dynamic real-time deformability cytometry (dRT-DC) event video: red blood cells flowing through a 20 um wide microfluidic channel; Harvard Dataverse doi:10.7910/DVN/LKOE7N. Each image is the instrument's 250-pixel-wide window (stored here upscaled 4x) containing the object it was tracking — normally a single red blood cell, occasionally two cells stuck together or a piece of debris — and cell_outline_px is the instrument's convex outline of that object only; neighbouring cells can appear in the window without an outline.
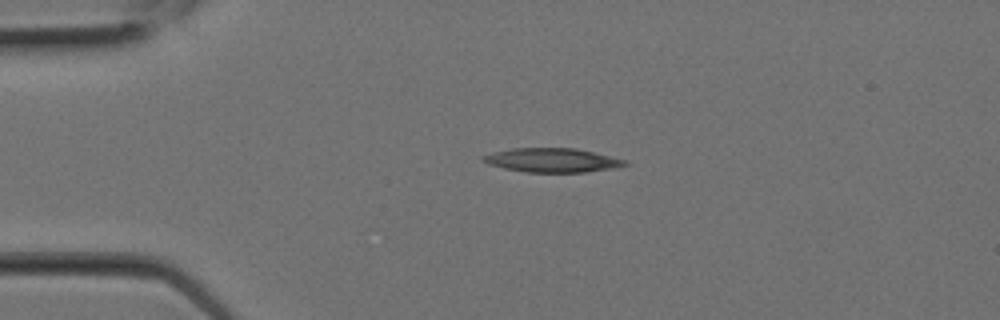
{"species": "Egyptian fruit bat (a non-hibernating species)", "species_latin": "Rousettus aegyptiacus", "temperature_condition": "room temperature", "stored_images_in_passage": 4, "camera_frame_rate_fps": 3000, "um_per_image_px": 0.085, "animal": {"sex": "female"}, "frame": {"image": 1, "passage_image": 1, "time_ms": 0.0, "image_size_px": [1000, 320], "cell_outline_px": [[628, 164], [616, 168], [584, 172], [524, 172], [504, 168], [488, 164], [480, 160], [480, 156], [492, 152], [512, 148], [576, 148], [628, 160]], "centroid_in_image_um": [46.91, 13.61], "position_along_channel_um": 38.1, "area_um2": 20.06}}
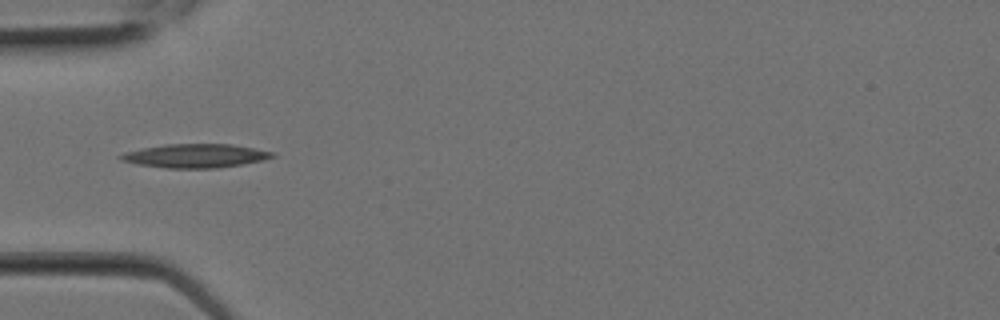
{"frame": {"image": 2, "passage_image": 3, "time_ms": 0.667, "image_size_px": [1000, 320], "cell_outline_px": [[276, 156], [264, 160], [216, 168], [168, 168], [136, 164], [120, 160], [116, 156], [124, 152], [140, 148], [164, 144], [232, 144], [276, 152]], "centroid_in_image_um": [16.58, 13.23], "position_along_channel_um": 68.4, "area_um2": 21.15}}
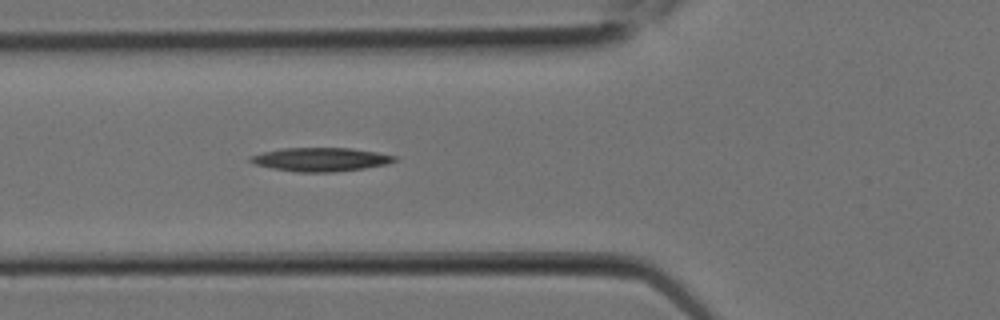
{"frame": {"image": 3, "passage_image": 4, "time_ms": 1.0, "image_size_px": [1000, 320], "cell_outline_px": [[400, 160], [388, 164], [364, 168], [332, 172], [296, 172], [272, 168], [256, 164], [248, 160], [248, 156], [280, 148], [352, 148], [376, 152], [396, 156]], "centroid_in_image_um": [27.28, 13.55], "position_along_channel_um": 98.5, "area_um2": 19.94}}